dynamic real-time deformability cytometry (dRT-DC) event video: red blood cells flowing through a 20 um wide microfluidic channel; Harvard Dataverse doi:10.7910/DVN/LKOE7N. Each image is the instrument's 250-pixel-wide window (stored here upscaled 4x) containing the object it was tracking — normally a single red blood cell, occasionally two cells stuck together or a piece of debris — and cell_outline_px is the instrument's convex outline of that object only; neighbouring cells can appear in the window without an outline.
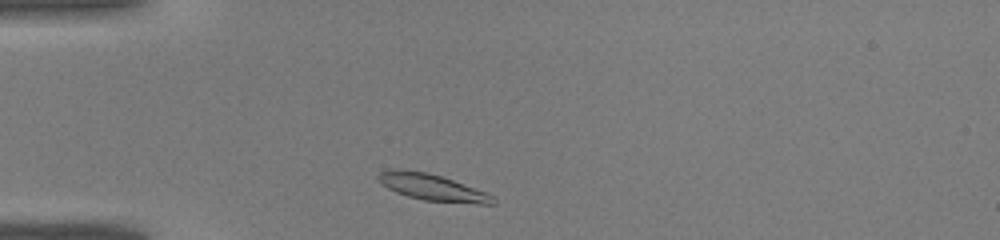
{"species": "common noctule bat (a hibernating species)", "species_latin": "Nyctalus noctula", "temperature_condition": "warm", "stored_images_in_passage": 27, "camera_frame_rate_fps": 3000, "um_per_image_px": 0.085, "animal": {"sex": "male", "body_mass_g": 19.0, "forearm_length_mm": 50.8}, "frame": {"image": 1, "passage_image": 2, "time_ms": 0.333, "image_size_px": [1000, 240], "cell_outline_px": [[496, 204], [476, 204], [424, 200], [408, 196], [396, 192], [388, 188], [376, 176], [380, 172], [396, 168], [400, 168], [428, 172], [488, 192], [496, 200]], "centroid_in_image_um": [36.78, 15.92], "position_along_channel_um": 48.2, "area_um2": 17.69}}
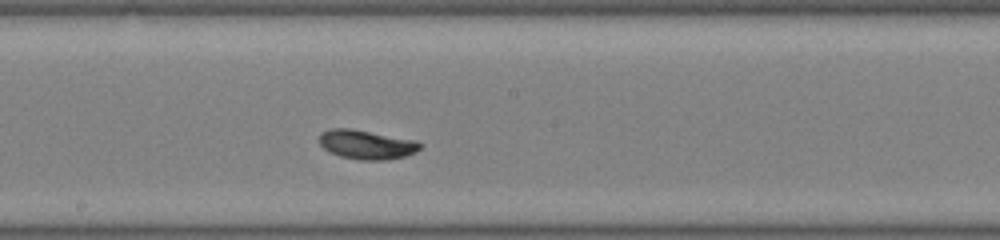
{"frame": {"image": 2, "passage_image": 14, "time_ms": 4.333, "image_size_px": [1000, 240], "cell_outline_px": [[424, 144], [416, 152], [404, 156], [388, 160], [360, 160], [340, 156], [324, 148], [320, 144], [320, 132], [332, 128], [352, 128], [416, 140]], "centroid_in_image_um": [31.19, 12.28], "position_along_channel_um": 217.0, "area_um2": 17.22}}
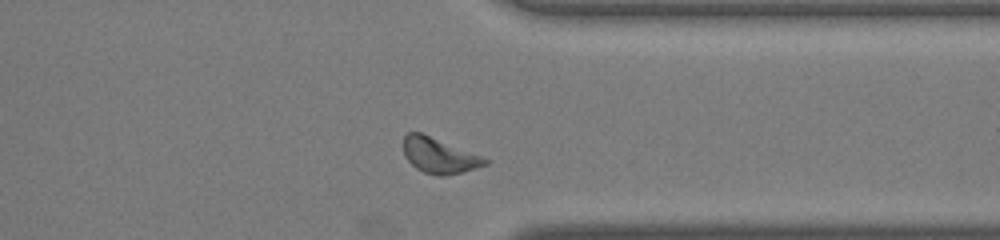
{"frame": {"image": 3, "passage_image": 24, "time_ms": 7.667, "image_size_px": [1000, 240], "cell_outline_px": [[488, 164], [476, 168], [444, 176], [436, 176], [424, 172], [416, 168], [404, 156], [404, 136], [408, 132], [420, 132], [480, 156], [488, 160]], "centroid_in_image_um": [37.29, 13.23], "position_along_channel_um": 374.1, "area_um2": 16.42}}